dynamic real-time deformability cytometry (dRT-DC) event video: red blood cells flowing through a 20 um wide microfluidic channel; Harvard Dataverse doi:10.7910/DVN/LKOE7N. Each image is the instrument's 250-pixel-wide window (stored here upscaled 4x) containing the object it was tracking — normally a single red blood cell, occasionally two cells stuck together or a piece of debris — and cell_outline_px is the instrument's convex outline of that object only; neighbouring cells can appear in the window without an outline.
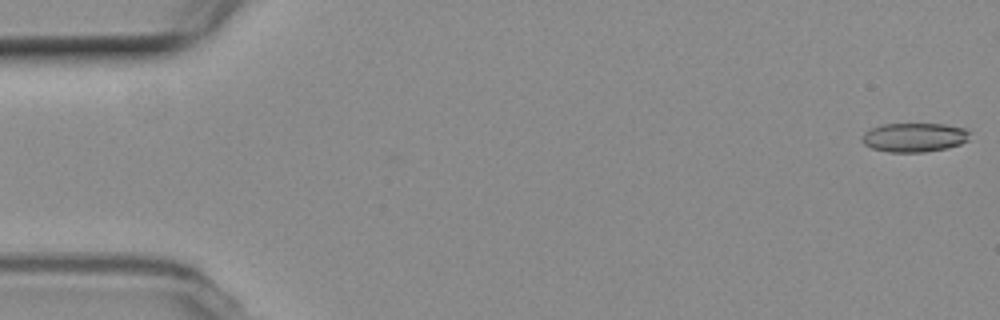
{"species": "common noctule bat (a hibernating species)", "species_latin": "Nyctalus noctula", "temperature_condition": "room temperature", "stored_images_in_passage": 56, "camera_frame_rate_fps": 3000, "um_per_image_px": 0.085, "animal": {"sex": "female", "body_mass_g": 19.3, "forearm_length_mm": 54.1}, "frame": {"image": 1, "passage_image": 1, "time_ms": 0.0, "image_size_px": [1000, 320], "cell_outline_px": [[968, 140], [960, 144], [948, 148], [924, 152], [888, 152], [872, 148], [864, 144], [860, 140], [864, 132], [872, 128], [884, 124], [944, 124], [964, 128], [968, 132]], "centroid_in_image_um": [77.69, 11.68], "position_along_channel_um": 7.3, "area_um2": 18.21}}
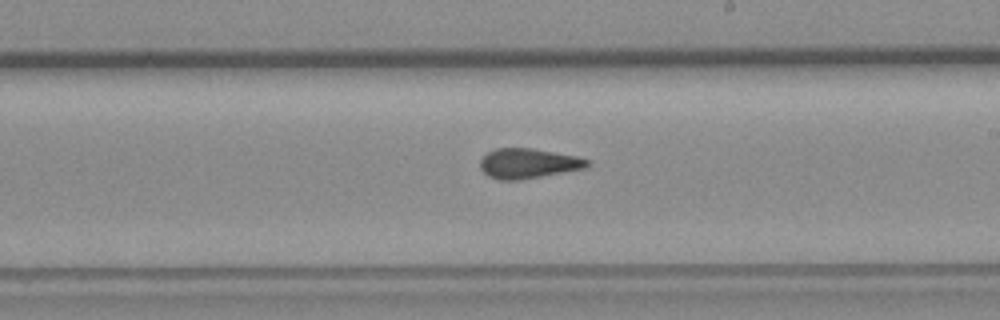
{"frame": {"image": 2, "passage_image": 32, "time_ms": 10.333, "image_size_px": [1000, 320], "cell_outline_px": [[588, 164], [584, 168], [520, 180], [500, 180], [488, 176], [480, 168], [480, 160], [488, 152], [496, 148], [532, 148], [576, 156], [588, 160]], "centroid_in_image_um": [44.85, 13.89], "position_along_channel_um": 244.2, "area_um2": 18.44}}
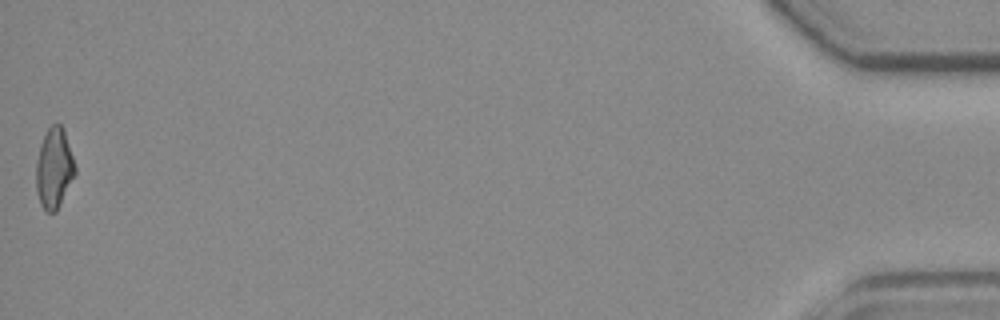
{"frame": {"image": 3, "passage_image": 56, "time_ms": 18.333, "image_size_px": [1000, 320], "cell_outline_px": [[76, 172], [56, 212], [48, 212], [40, 204], [36, 192], [36, 160], [40, 144], [48, 128], [52, 124], [60, 124], [64, 128], [76, 168]], "centroid_in_image_um": [4.59, 14.29], "position_along_channel_um": 430.6, "area_um2": 18.21}, "authors_computed_cell_mechanics": {"area_um2": 18.7272, "velocity_mm_per_s": 3.6575, "shape_relaxation_time_tau1_ms": null, "shape_relaxation_time_tau2_ms": 2.3662, "deformation_change_tau1": null, "deformation_change_tau2": 0.1114}}